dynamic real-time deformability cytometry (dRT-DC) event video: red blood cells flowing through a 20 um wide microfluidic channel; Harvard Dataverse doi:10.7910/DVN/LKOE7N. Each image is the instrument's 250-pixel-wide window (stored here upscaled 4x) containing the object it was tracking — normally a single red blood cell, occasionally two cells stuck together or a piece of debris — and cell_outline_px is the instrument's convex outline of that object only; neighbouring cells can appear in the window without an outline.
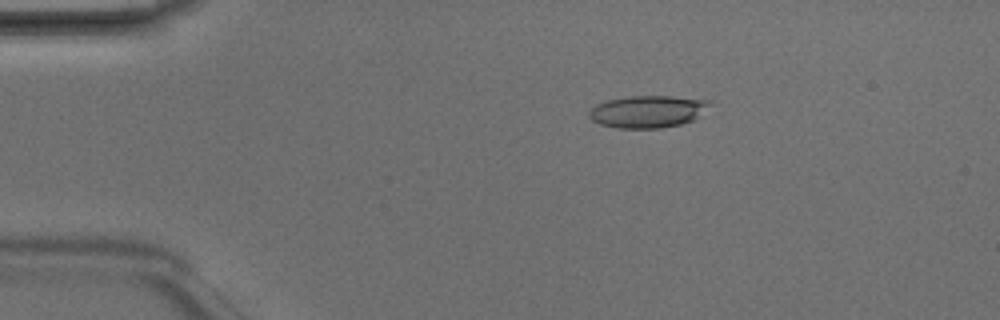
{"species": "Egyptian fruit bat (a non-hibernating species)", "species_latin": "Rousettus aegyptiacus", "temperature_condition": "room temperature", "stored_images_in_passage": 5, "camera_frame_rate_fps": 3000, "um_per_image_px": 0.085, "animal": {"sex": "male"}, "frame": {"image": 1, "passage_image": 3, "time_ms": 0.667, "image_size_px": [1000, 320], "cell_outline_px": [[716, 104], [700, 116], [692, 120], [680, 124], [660, 128], [616, 128], [600, 124], [592, 120], [588, 116], [588, 112], [596, 104], [608, 100], [628, 96], [672, 96], [712, 100]], "centroid_in_image_um": [55.13, 9.47], "position_along_channel_um": 29.9, "area_um2": 23.0}}
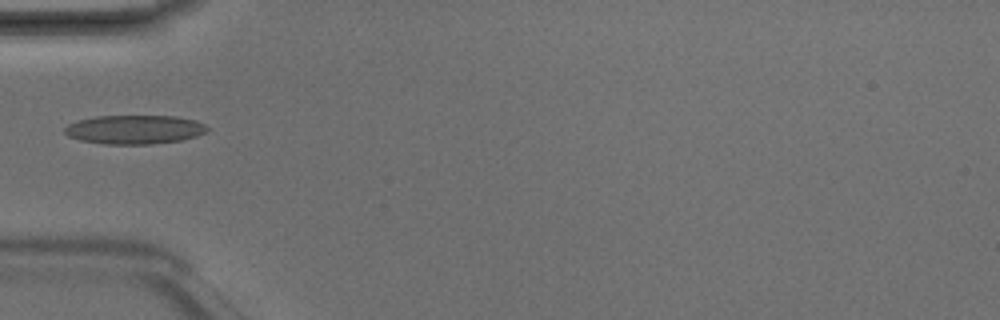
{"frame": {"image": 2, "passage_image": 5, "time_ms": 1.333, "image_size_px": [1000, 320], "cell_outline_px": [[208, 128], [204, 132], [196, 136], [180, 140], [148, 144], [104, 144], [80, 140], [68, 136], [64, 132], [64, 128], [68, 124], [76, 120], [96, 116], [176, 116], [196, 120], [204, 124]], "centroid_in_image_um": [11.39, 11.0], "position_along_channel_um": 73.6, "area_um2": 23.99}}